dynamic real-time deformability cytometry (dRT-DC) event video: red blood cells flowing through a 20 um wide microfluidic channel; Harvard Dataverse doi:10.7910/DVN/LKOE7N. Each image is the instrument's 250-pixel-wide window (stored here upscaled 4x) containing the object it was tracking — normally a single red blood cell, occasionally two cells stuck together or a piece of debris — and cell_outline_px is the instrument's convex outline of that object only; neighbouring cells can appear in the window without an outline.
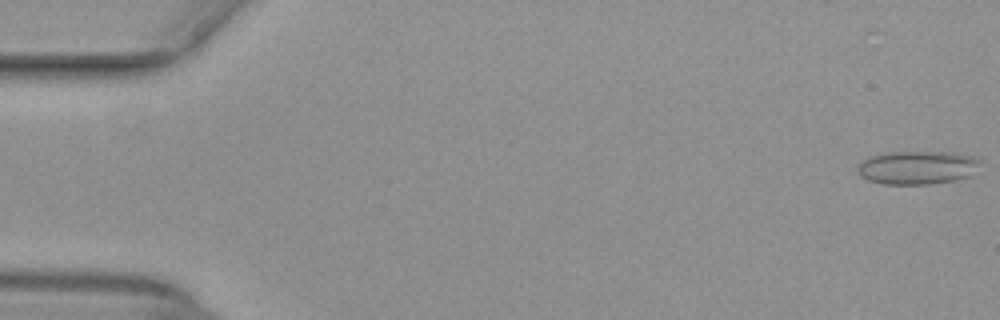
{"species": "common noctule bat (a hibernating species)", "species_latin": "Nyctalus noctula", "temperature_condition": "warm", "stored_images_in_passage": 50, "camera_frame_rate_fps": 3000, "um_per_image_px": 0.085, "animal": {"sex": "female", "body_mass_g": 29.2, "forearm_length_mm": 56.3}, "frame": {"image": 1, "passage_image": 1, "time_ms": 0.0, "image_size_px": [1000, 320], "cell_outline_px": [[980, 160], [972, 176], [952, 180], [928, 184], [880, 184], [868, 180], [860, 176], [856, 172], [856, 168], [868, 156], [888, 152], [948, 152], [976, 156]], "centroid_in_image_um": [77.94, 14.24], "position_along_channel_um": 7.1, "area_um2": 23.99}}
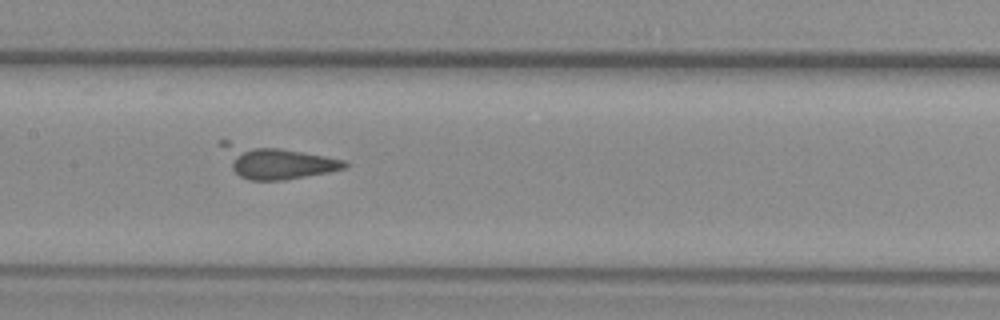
{"frame": {"image": 2, "passage_image": 26, "time_ms": 8.333, "image_size_px": [1000, 320], "cell_outline_px": [[348, 164], [344, 168], [328, 172], [284, 180], [248, 180], [240, 176], [232, 168], [232, 164], [236, 152], [256, 148], [280, 148], [324, 156], [344, 160]], "centroid_in_image_um": [23.97, 13.95], "position_along_channel_um": 183.4, "area_um2": 19.71}}
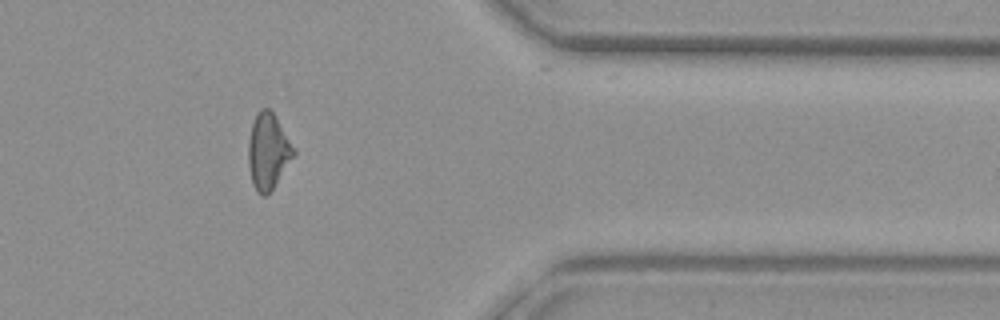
{"frame": {"image": 3, "passage_image": 43, "time_ms": 14.0, "image_size_px": [1000, 320], "cell_outline_px": [[296, 152], [272, 188], [264, 196], [256, 192], [252, 184], [248, 168], [248, 140], [252, 124], [256, 112], [260, 108], [268, 108], [276, 116], [296, 148]], "centroid_in_image_um": [22.77, 12.82], "position_along_channel_um": 388.6, "area_um2": 20.11}}